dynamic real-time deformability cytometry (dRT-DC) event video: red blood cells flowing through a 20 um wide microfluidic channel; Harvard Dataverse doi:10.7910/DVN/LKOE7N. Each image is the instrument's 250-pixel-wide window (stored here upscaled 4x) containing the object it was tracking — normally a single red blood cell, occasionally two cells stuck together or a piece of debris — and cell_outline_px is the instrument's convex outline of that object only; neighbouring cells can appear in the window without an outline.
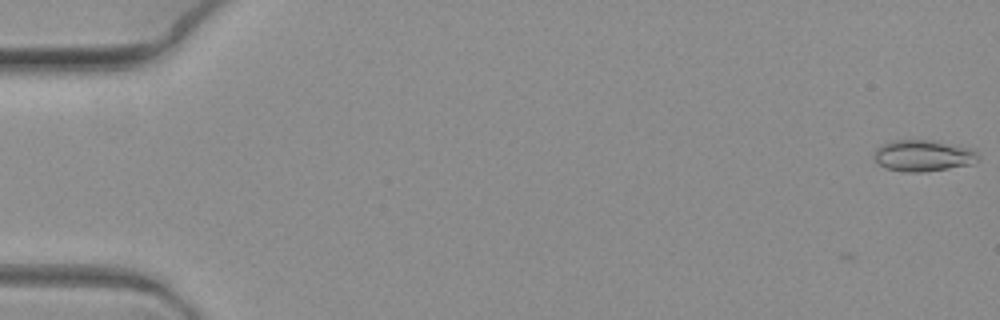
{"species": "common noctule bat (a hibernating species)", "species_latin": "Nyctalus noctula", "temperature_condition": "warm", "stored_images_in_passage": 9, "camera_frame_rate_fps": 3000, "um_per_image_px": 0.085, "animal": {"sex": "female", "body_mass_g": 19.3, "forearm_length_mm": 54.1}, "frame": {"image": 1, "passage_image": 1, "time_ms": 0.0, "image_size_px": [1000, 320], "cell_outline_px": [[976, 160], [972, 164], [948, 168], [920, 172], [904, 172], [884, 168], [872, 156], [876, 148], [892, 140], [932, 140], [968, 148], [976, 156]], "centroid_in_image_um": [78.36, 13.23], "position_along_channel_um": 6.6, "area_um2": 18.61}}
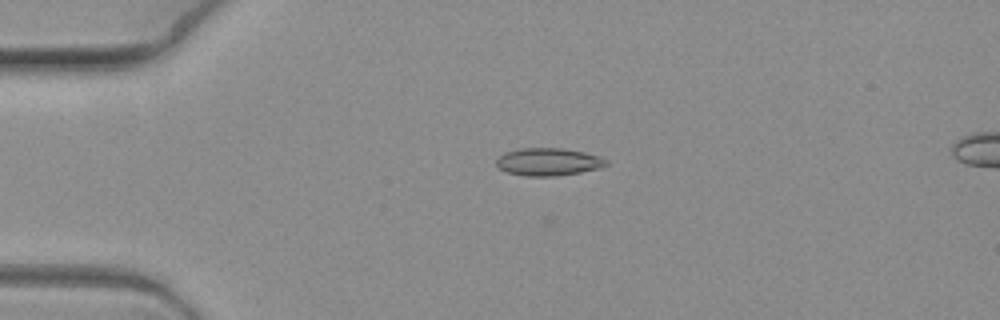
{"frame": {"image": 2, "passage_image": 5, "time_ms": 1.333, "image_size_px": [1000, 320], "cell_outline_px": [[608, 164], [596, 168], [580, 172], [556, 176], [528, 176], [508, 172], [500, 168], [496, 164], [496, 160], [504, 152], [520, 148], [560, 148], [584, 152], [600, 156], [608, 160]], "centroid_in_image_um": [46.6, 13.74], "position_along_channel_um": 38.4, "area_um2": 17.51}}
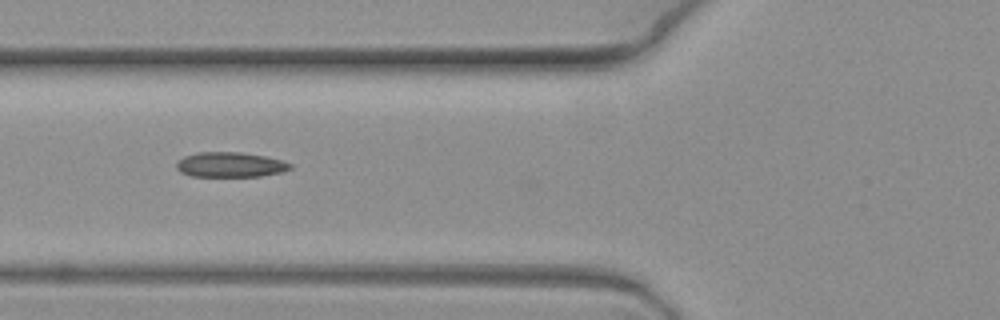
{"frame": {"image": 3, "passage_image": 8, "time_ms": 2.333, "image_size_px": [1000, 320], "cell_outline_px": [[292, 168], [284, 172], [260, 176], [192, 176], [180, 172], [176, 168], [176, 164], [184, 156], [196, 152], [240, 152], [264, 156], [284, 160], [292, 164]], "centroid_in_image_um": [19.6, 13.99], "position_along_channel_um": 106.2, "area_um2": 16.65}}